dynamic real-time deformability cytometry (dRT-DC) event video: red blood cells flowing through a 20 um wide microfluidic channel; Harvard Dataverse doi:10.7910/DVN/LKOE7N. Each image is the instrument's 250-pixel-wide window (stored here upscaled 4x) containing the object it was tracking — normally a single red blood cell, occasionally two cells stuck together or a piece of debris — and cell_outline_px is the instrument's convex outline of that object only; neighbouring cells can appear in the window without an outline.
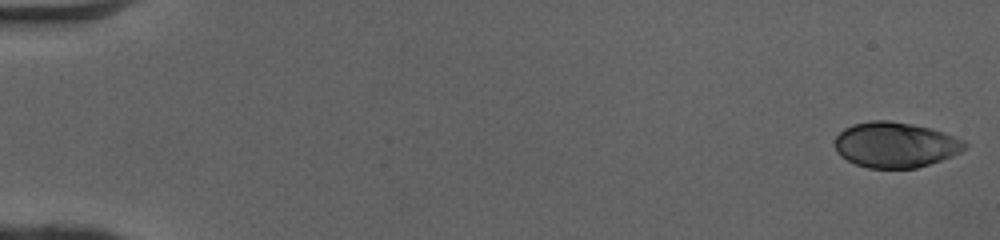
{"species": "human", "species_latin": "Homo sapiens", "temperature_condition": "cold", "stored_images_in_passage": 11, "camera_frame_rate_fps": 3000, "um_per_image_px": 0.085, "donor": {"sex": "female"}, "frame": {"image": 1, "passage_image": 1, "time_ms": 0.0, "image_size_px": [1000, 240], "cell_outline_px": [[968, 144], [960, 152], [952, 156], [916, 168], [868, 168], [856, 164], [840, 156], [836, 152], [836, 136], [844, 128], [852, 124], [872, 120], [888, 120], [912, 124], [932, 128], [944, 132], [964, 140]], "centroid_in_image_um": [76.1, 12.3], "position_along_channel_um": 8.9, "area_um2": 34.39}}